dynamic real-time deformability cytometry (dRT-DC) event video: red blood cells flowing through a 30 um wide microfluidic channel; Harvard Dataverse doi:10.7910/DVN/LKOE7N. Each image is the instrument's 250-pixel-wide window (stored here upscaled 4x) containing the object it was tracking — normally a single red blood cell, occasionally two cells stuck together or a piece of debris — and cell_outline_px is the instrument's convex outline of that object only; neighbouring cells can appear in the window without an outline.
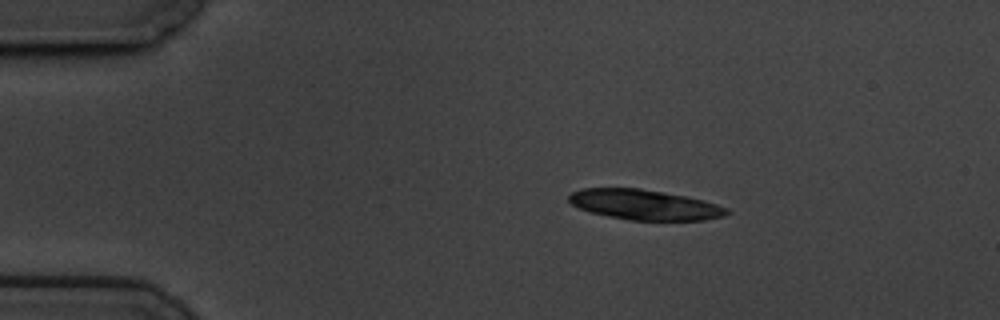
{"species": "common noctule bat (a hibernating species)", "species_latin": "Nyctalus noctula", "temperature_condition": "cold", "stored_images_in_passage": 48, "segment_of_instrument_passage": [1, 2], "camera_frame_rate_fps": 3000, "um_per_image_px": 0.085, "animal": {"sex": "male", "body_mass_g": 19.5, "forearm_length_mm": 54.6}, "frame": {"image": 1, "passage_image": 1, "time_ms": 0.0, "image_size_px": [1000, 320], "cell_outline_px": [[732, 212], [724, 216], [704, 220], [628, 220], [608, 216], [592, 212], [580, 208], [572, 204], [568, 200], [568, 196], [572, 192], [580, 188], [640, 188], [664, 192], [704, 200], [728, 208]], "centroid_in_image_um": [54.8, 17.4], "position_along_channel_um": 30.2, "area_um2": 27.74}}